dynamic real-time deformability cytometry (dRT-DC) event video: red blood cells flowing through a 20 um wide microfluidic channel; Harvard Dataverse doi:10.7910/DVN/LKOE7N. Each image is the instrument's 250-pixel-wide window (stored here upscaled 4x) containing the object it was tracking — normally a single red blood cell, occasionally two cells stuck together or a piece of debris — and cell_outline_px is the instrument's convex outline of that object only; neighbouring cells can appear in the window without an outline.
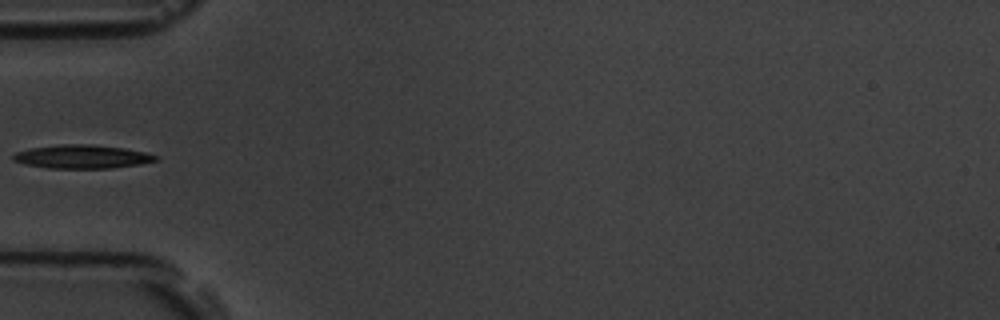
{"species": "common noctule bat (a hibernating species)", "species_latin": "Nyctalus noctula", "temperature_condition": "room temperature", "stored_images_in_passage": 37, "camera_frame_rate_fps": 3000, "um_per_image_px": 0.085, "animal": {"sex": "male", "body_mass_g": 19.5, "forearm_length_mm": 54.6}, "frame": {"image": 1, "passage_image": 1, "time_ms": 0.0, "image_size_px": [1000, 320], "cell_outline_px": [[160, 160], [140, 164], [112, 168], [48, 168], [24, 164], [12, 160], [12, 156], [16, 152], [32, 148], [60, 144], [92, 144], [124, 148], [148, 152], [160, 156]], "centroid_in_image_um": [7.04, 13.31], "position_along_channel_um": 78.0, "area_um2": 19.77}}
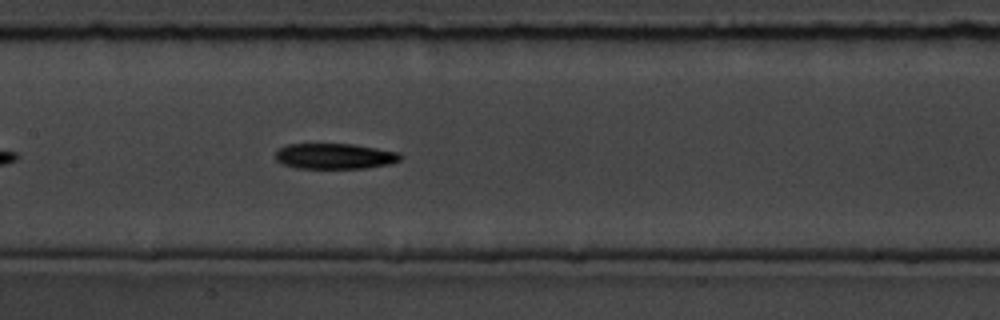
{"frame": {"image": 2, "passage_image": 9, "time_ms": 2.667, "image_size_px": [1000, 320], "cell_outline_px": [[404, 156], [400, 160], [392, 164], [364, 168], [296, 168], [280, 164], [276, 160], [276, 152], [280, 148], [288, 144], [352, 144], [400, 152]], "centroid_in_image_um": [28.48, 13.28], "position_along_channel_um": 178.9, "area_um2": 18.79}}
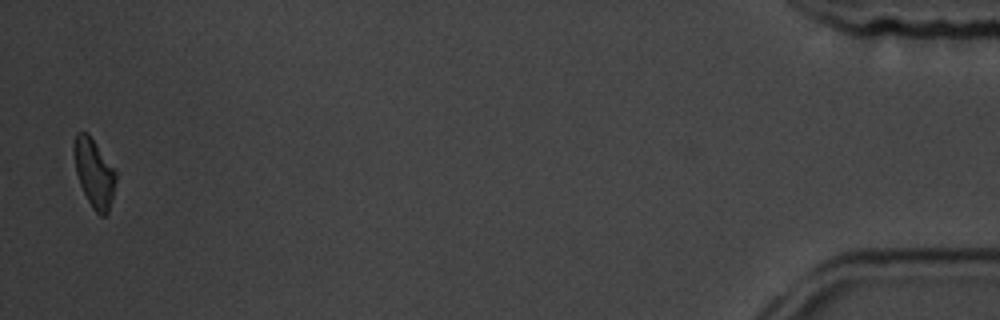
{"frame": {"image": 3, "passage_image": 36, "time_ms": 11.667, "image_size_px": [1000, 320], "cell_outline_px": [[116, 180], [112, 200], [108, 212], [104, 216], [100, 216], [92, 208], [80, 184], [76, 172], [72, 152], [72, 144], [76, 132], [88, 132], [116, 168]], "centroid_in_image_um": [8.0, 14.65], "position_along_channel_um": 427.2, "area_um2": 17.17}}